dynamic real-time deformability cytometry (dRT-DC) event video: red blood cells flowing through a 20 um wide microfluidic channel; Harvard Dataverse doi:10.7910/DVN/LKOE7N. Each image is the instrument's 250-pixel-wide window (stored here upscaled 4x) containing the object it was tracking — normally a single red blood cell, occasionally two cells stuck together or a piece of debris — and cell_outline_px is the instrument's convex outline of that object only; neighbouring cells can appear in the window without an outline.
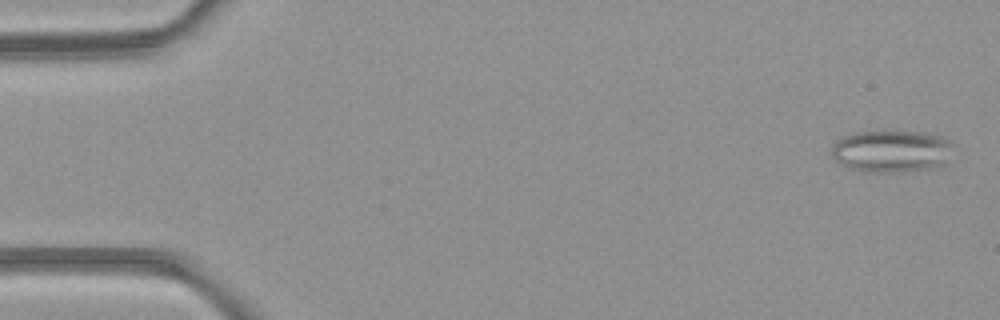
{"species": "common noctule bat (a hibernating species)", "species_latin": "Nyctalus noctula", "temperature_condition": "room temperature", "stored_images_in_passage": 7, "camera_frame_rate_fps": 3000, "um_per_image_px": 0.085, "animal": {"sex": "female", "body_mass_g": 21.9}, "frame": {"image": 1, "passage_image": 1, "time_ms": 0.0, "image_size_px": [1000, 320], "cell_outline_px": [[952, 144], [948, 164], [944, 168], [904, 172], [864, 172], [848, 168], [840, 164], [832, 156], [832, 144], [836, 140], [844, 136], [856, 132], [892, 128], [924, 132], [940, 136], [948, 140]], "centroid_in_image_um": [75.82, 12.83], "position_along_channel_um": 9.2, "area_um2": 31.44}}